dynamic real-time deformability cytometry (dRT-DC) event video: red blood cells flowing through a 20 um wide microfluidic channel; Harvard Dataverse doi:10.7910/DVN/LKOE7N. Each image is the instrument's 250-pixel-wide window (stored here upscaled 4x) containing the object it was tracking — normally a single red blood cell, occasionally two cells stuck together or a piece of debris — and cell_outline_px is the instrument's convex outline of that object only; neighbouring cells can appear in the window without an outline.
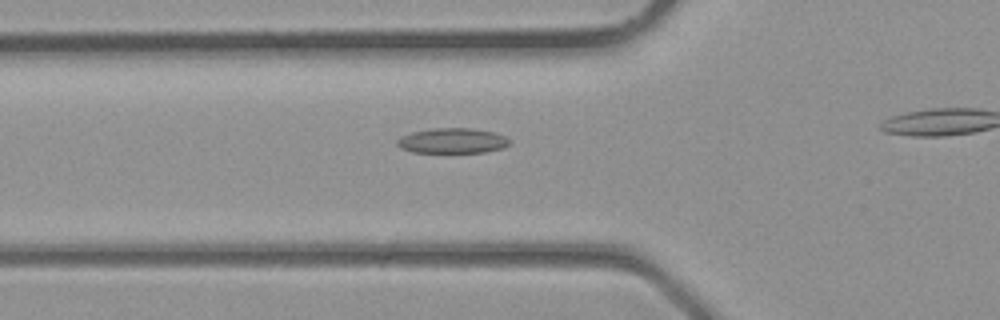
{"species": "common noctule bat (a hibernating species)", "species_latin": "Nyctalus noctula", "temperature_condition": "room temperature", "stored_images_in_passage": 5, "camera_frame_rate_fps": 3000, "um_per_image_px": 0.085, "animal": {"sex": "male", "body_mass_g": 23.1, "forearm_length_mm": 52.7}, "frame": {"image": 1, "passage_image": 3, "time_ms": 0.667, "image_size_px": [1000, 320], "cell_outline_px": [[508, 144], [504, 148], [488, 152], [412, 152], [400, 148], [396, 144], [396, 140], [400, 136], [412, 132], [432, 128], [472, 128], [492, 132], [504, 136], [508, 140]], "centroid_in_image_um": [38.41, 11.96], "position_along_channel_um": 87.4, "area_um2": 16.47}}